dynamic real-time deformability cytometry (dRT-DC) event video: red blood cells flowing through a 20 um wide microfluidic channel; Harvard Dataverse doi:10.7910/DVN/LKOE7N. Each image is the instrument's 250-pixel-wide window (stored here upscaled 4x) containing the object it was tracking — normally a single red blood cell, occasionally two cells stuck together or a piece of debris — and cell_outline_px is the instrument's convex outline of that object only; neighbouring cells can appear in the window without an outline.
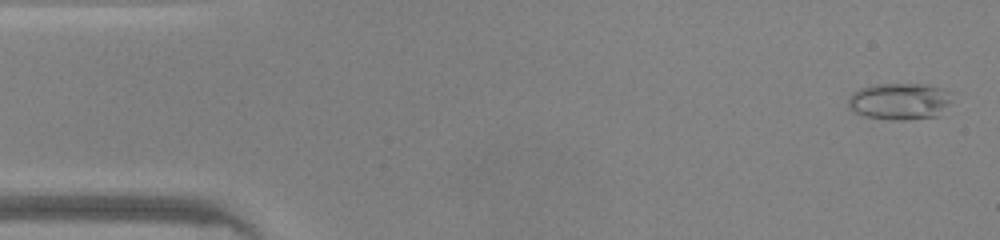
{"species": "common noctule bat (a hibernating species)", "species_latin": "Nyctalus noctula", "temperature_condition": "warm", "stored_images_in_passage": 12, "camera_frame_rate_fps": 3000, "um_per_image_px": 0.085, "animal": {"sex": "male", "body_mass_g": 20.0, "forearm_length_mm": 53.3}, "frame": {"image": 1, "passage_image": 1, "time_ms": 0.0, "image_size_px": [1000, 240], "cell_outline_px": [[956, 92], [940, 116], [904, 120], [888, 120], [864, 116], [848, 108], [848, 96], [852, 92], [860, 88], [876, 84], [928, 84], [944, 88]], "centroid_in_image_um": [76.51, 8.6], "position_along_channel_um": 8.5, "area_um2": 22.83}}